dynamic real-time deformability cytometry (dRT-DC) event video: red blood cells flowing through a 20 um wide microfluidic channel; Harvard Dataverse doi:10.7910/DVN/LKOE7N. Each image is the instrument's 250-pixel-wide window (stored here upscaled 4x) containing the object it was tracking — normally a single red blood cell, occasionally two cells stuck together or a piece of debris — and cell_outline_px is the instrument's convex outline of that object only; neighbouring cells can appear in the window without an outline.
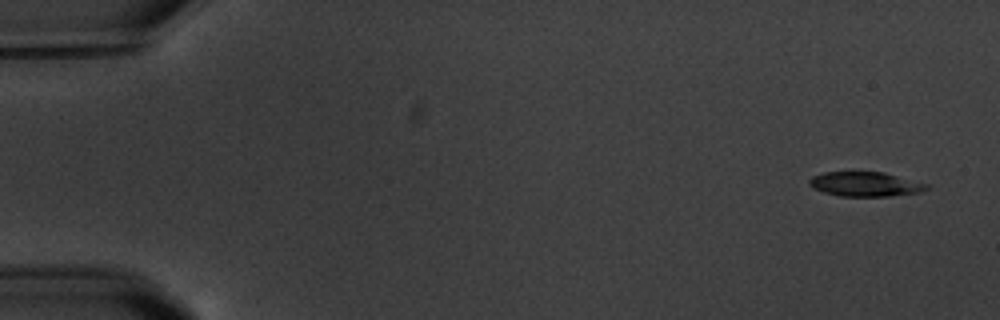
{"species": "common noctule bat (a hibernating species)", "species_latin": "Nyctalus noctula", "temperature_condition": "warm", "stored_images_in_passage": 5, "camera_frame_rate_fps": 3000, "um_per_image_px": 0.085, "animal": {"sex": "male", "body_mass_g": 20.1, "forearm_length_mm": 53.5}, "frame": {"image": 1, "passage_image": 1, "time_ms": 0.0, "image_size_px": [1000, 320], "cell_outline_px": [[928, 188], [920, 192], [888, 196], [840, 196], [824, 192], [812, 188], [808, 184], [808, 180], [812, 176], [824, 172], [884, 172], [928, 184]], "centroid_in_image_um": [73.51, 15.65], "position_along_channel_um": 11.5, "area_um2": 16.7}}
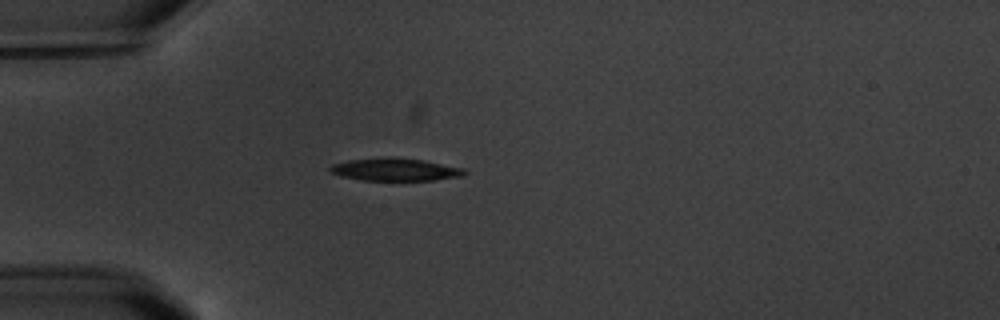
{"frame": {"image": 2, "passage_image": 5, "time_ms": 4.667, "image_size_px": [1000, 320], "cell_outline_px": [[468, 172], [464, 176], [432, 180], [364, 180], [340, 176], [332, 172], [328, 168], [332, 164], [348, 160], [392, 156], [424, 160], [464, 168]], "centroid_in_image_um": [33.62, 14.4], "position_along_channel_um": 51.4, "area_um2": 17.86}}